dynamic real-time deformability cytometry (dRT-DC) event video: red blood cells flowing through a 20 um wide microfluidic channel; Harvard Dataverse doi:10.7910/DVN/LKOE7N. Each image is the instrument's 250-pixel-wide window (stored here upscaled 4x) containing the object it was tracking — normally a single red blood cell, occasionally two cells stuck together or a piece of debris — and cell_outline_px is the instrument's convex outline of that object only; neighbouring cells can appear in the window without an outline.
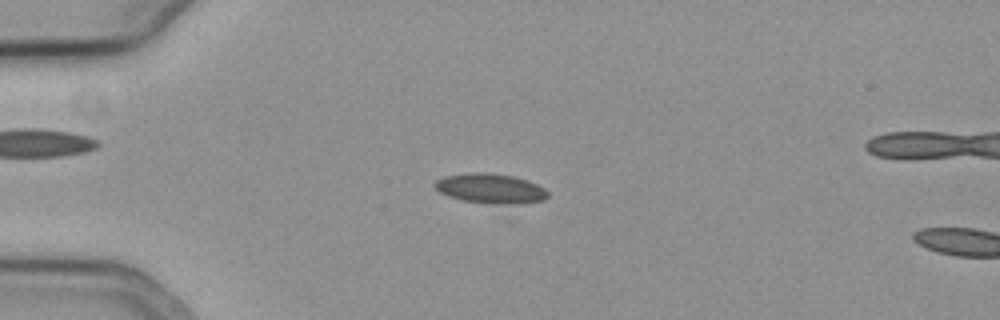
{"species": "common noctule bat (a hibernating species)", "species_latin": "Nyctalus noctula", "temperature_condition": "cold", "stored_images_in_passage": 13, "camera_frame_rate_fps": 3000, "um_per_image_px": 0.085, "animal": {"sex": "female", "body_mass_g": 19.3, "forearm_length_mm": 54.1}, "frame": {"image": 1, "passage_image": 10, "time_ms": 3.0, "image_size_px": [1000, 320], "cell_outline_px": [[548, 196], [544, 200], [524, 204], [492, 204], [464, 200], [448, 196], [440, 192], [432, 184], [436, 180], [444, 176], [472, 172], [484, 172], [512, 176], [528, 180], [544, 188], [548, 192]], "centroid_in_image_um": [41.7, 16.03], "position_along_channel_um": 43.3, "area_um2": 19.71}}